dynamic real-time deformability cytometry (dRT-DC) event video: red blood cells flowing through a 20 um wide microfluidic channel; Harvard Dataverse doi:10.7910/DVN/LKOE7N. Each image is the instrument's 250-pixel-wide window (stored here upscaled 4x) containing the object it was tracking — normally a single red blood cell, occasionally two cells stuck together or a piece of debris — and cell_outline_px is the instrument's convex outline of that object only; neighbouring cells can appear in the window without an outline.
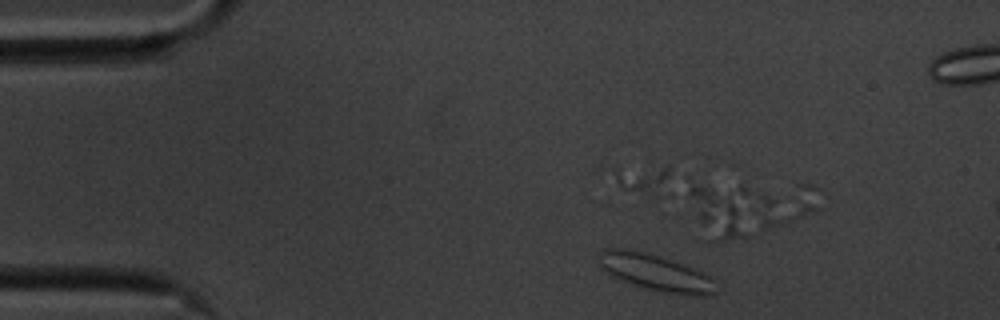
{"species": "common noctule bat (a hibernating species)", "species_latin": "Nyctalus noctula", "temperature_condition": "cold", "stored_images_in_passage": 11, "camera_frame_rate_fps": 3000, "um_per_image_px": 0.085, "animal": {"sex": "male", "body_mass_g": 20.1, "forearm_length_mm": 53.5}, "frame": {"image": 1, "passage_image": 4, "time_ms": 1.0, "image_size_px": [1000, 320], "cell_outline_px": [[716, 292], [708, 296], [692, 296], [660, 292], [640, 288], [620, 280], [612, 276], [600, 268], [600, 252], [604, 248], [624, 248], [644, 252], [704, 272], [716, 280]], "centroid_in_image_um": [55.73, 23.21], "position_along_channel_um": 29.3, "area_um2": 25.09}}